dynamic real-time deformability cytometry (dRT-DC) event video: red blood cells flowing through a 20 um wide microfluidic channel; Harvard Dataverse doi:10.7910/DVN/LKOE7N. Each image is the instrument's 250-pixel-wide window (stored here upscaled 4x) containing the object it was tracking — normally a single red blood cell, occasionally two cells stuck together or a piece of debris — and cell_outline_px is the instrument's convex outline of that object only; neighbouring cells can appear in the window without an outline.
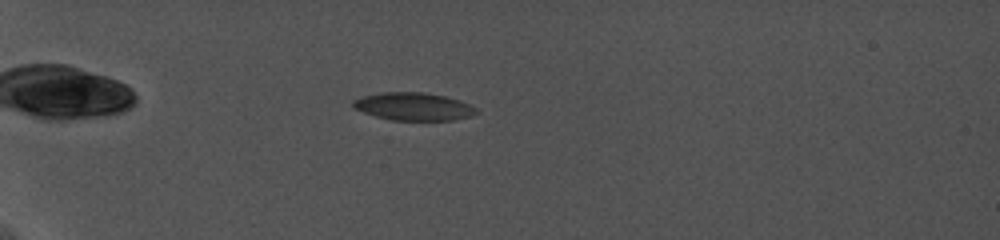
{"species": "common noctule bat (a hibernating species)", "species_latin": "Nyctalus noctula", "temperature_condition": "cold", "stored_images_in_passage": 84, "camera_frame_rate_fps": 5000, "um_per_image_px": 0.085, "animal": {"sex": "female", "body_mass_g": 19.0, "forearm_length_mm": 56.7}, "frame": {"image": 1, "passage_image": 26, "time_ms": 4.6, "image_size_px": [1000, 240], "cell_outline_px": [[480, 112], [472, 116], [452, 120], [392, 120], [376, 116], [352, 108], [352, 100], [360, 96], [380, 92], [424, 92], [444, 96], [460, 100], [476, 108]], "centroid_in_image_um": [35.13, 9.04], "position_along_channel_um": 49.9, "area_um2": 20.11}}
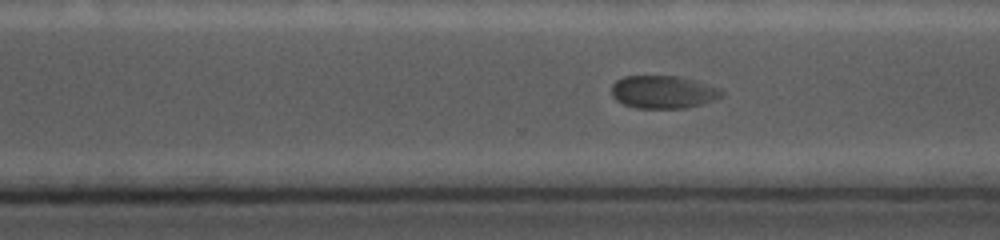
{"frame": {"image": 2, "passage_image": 67, "time_ms": 13.2, "image_size_px": [1000, 240], "cell_outline_px": [[724, 92], [720, 96], [704, 104], [684, 108], [636, 108], [624, 104], [616, 100], [612, 96], [612, 84], [616, 80], [624, 76], [680, 76], [696, 80], [720, 88]], "centroid_in_image_um": [56.37, 7.81], "position_along_channel_um": 314.2, "area_um2": 21.15}}
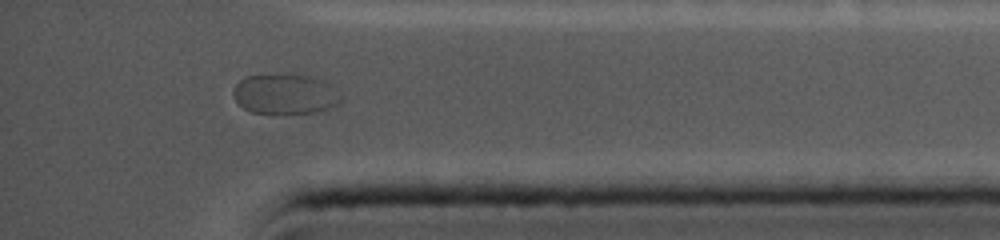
{"frame": {"image": 3, "passage_image": 80, "time_ms": 15.8, "image_size_px": [1000, 240], "cell_outline_px": [[344, 96], [336, 104], [328, 108], [316, 112], [252, 112], [244, 108], [236, 100], [232, 92], [232, 88], [244, 76], [308, 76], [324, 80], [332, 84]], "centroid_in_image_um": [24.27, 7.99], "position_along_channel_um": 410.9, "area_um2": 24.57}}